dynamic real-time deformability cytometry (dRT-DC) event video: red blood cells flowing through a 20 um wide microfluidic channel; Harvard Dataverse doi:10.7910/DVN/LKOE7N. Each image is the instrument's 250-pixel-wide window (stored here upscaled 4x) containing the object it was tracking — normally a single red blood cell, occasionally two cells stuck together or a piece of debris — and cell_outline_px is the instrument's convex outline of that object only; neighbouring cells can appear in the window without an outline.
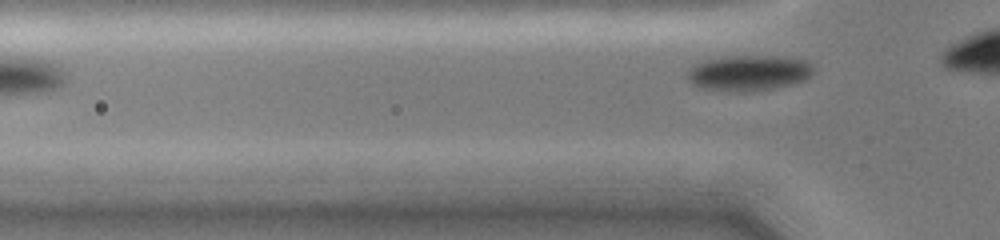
{"species": "common noctule bat (a hibernating species)", "species_latin": "Nyctalus noctula", "temperature_condition": "cold", "stored_images_in_passage": 6, "segment_of_instrument_passage": [2, 2], "camera_frame_rate_fps": 3000, "um_per_image_px": 0.085, "animal": {"sex": "female", "body_mass_g": 19.0, "forearm_length_mm": 51.5}, "frame": {"image": 1, "passage_image": 6, "time_ms": 3.667, "image_size_px": [1000, 240], "cell_outline_px": [[812, 72], [804, 80], [792, 84], [776, 88], [752, 92], [732, 92], [700, 88], [692, 84], [688, 80], [688, 72], [696, 64], [708, 60], [728, 56], [776, 56], [808, 60], [812, 68]], "centroid_in_image_um": [63.65, 6.22], "position_along_channel_um": 62.2, "area_um2": 26.13}}